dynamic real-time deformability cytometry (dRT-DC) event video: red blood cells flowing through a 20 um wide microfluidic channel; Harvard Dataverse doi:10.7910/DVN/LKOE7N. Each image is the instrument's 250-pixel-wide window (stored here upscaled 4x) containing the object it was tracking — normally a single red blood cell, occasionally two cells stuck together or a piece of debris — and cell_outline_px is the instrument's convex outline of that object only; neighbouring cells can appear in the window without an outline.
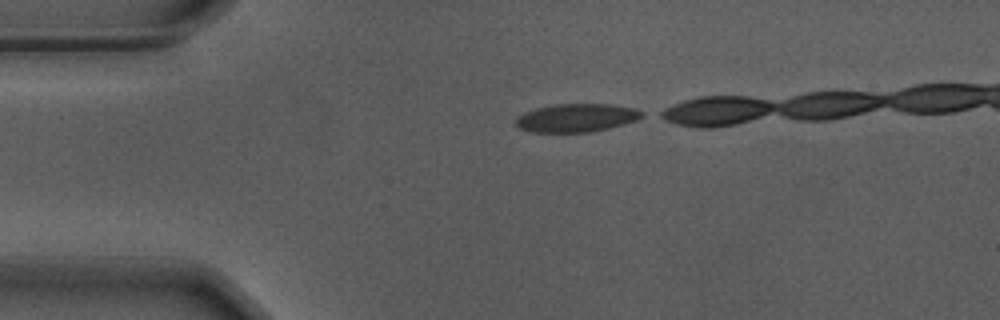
{"species": "Egyptian fruit bat (a non-hibernating species)", "species_latin": "Rousettus aegyptiacus", "temperature_condition": "warm", "stored_images_in_passage": 12, "camera_frame_rate_fps": 3000, "um_per_image_px": 0.085, "animal": {"sex": "male"}, "frame": {"image": 1, "passage_image": 1, "time_ms": 0.0, "image_size_px": [1000, 320], "cell_outline_px": [[644, 116], [636, 120], [624, 124], [592, 132], [532, 132], [520, 128], [516, 124], [516, 120], [524, 112], [536, 108], [556, 104], [608, 104], [636, 108], [644, 112]], "centroid_in_image_um": [49.04, 10.01], "position_along_channel_um": 36.0, "area_um2": 20.69}}
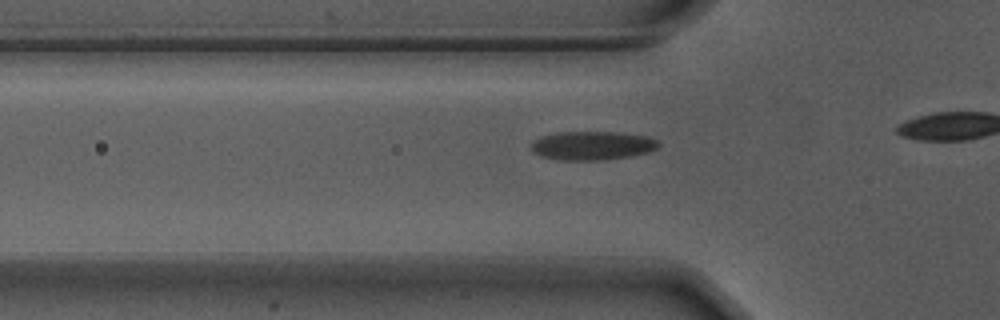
{"frame": {"image": 2, "passage_image": 7, "time_ms": 2.0, "image_size_px": [1000, 320], "cell_outline_px": [[660, 144], [656, 148], [648, 152], [628, 156], [596, 160], [564, 160], [540, 156], [532, 152], [532, 144], [540, 136], [556, 132], [616, 132], [648, 136], [656, 140]], "centroid_in_image_um": [50.32, 12.36], "position_along_channel_um": 75.5, "area_um2": 21.1}}
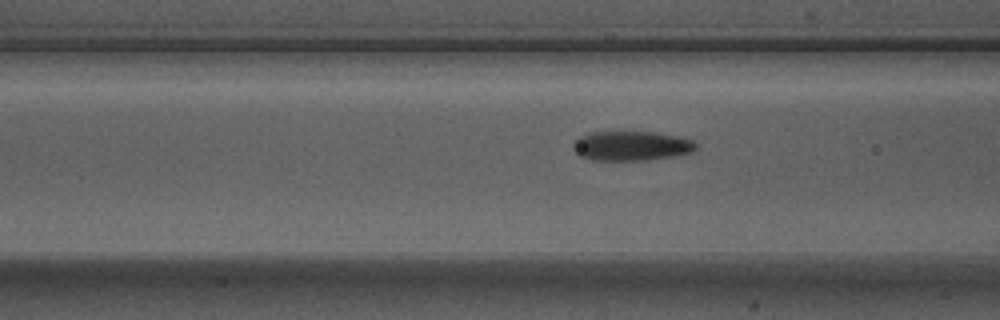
{"frame": {"image": 3, "passage_image": 10, "time_ms": 3.0, "image_size_px": [1000, 320], "cell_outline_px": [[696, 148], [692, 152], [672, 156], [648, 160], [592, 160], [580, 156], [572, 148], [572, 144], [580, 136], [592, 132], [652, 132], [680, 136], [692, 140], [696, 144]], "centroid_in_image_um": [53.65, 12.4], "position_along_channel_um": 112.9, "area_um2": 21.1}}